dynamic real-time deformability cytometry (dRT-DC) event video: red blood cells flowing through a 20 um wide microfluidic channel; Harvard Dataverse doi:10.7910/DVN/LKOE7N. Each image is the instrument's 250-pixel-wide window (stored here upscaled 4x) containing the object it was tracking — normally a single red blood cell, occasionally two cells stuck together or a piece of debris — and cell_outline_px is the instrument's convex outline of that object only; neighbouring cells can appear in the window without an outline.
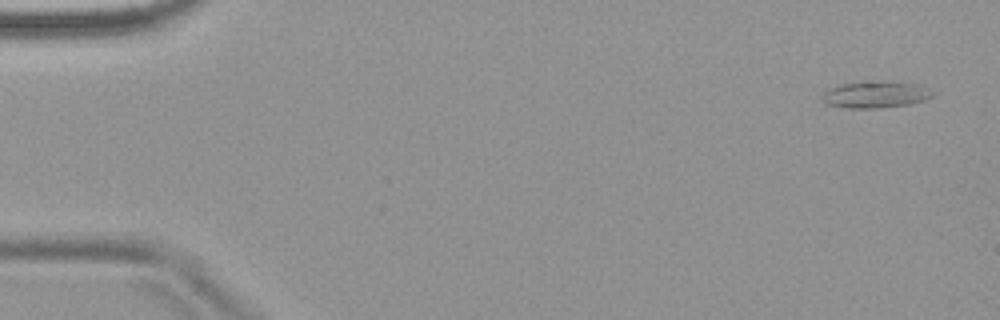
{"species": "common noctule bat (a hibernating species)", "species_latin": "Nyctalus noctula", "temperature_condition": "warm", "stored_images_in_passage": 4, "camera_frame_rate_fps": 3000, "um_per_image_px": 0.085, "animal": {"sex": "female", "body_mass_g": 18.4}, "frame": {"image": 1, "passage_image": 1, "time_ms": 0.0, "image_size_px": [1000, 320], "cell_outline_px": [[932, 96], [924, 100], [908, 104], [880, 108], [848, 108], [828, 104], [824, 100], [824, 92], [828, 88], [840, 84], [860, 80], [916, 84], [928, 88]], "centroid_in_image_um": [74.37, 8.03], "position_along_channel_um": 10.6, "area_um2": 16.94}}
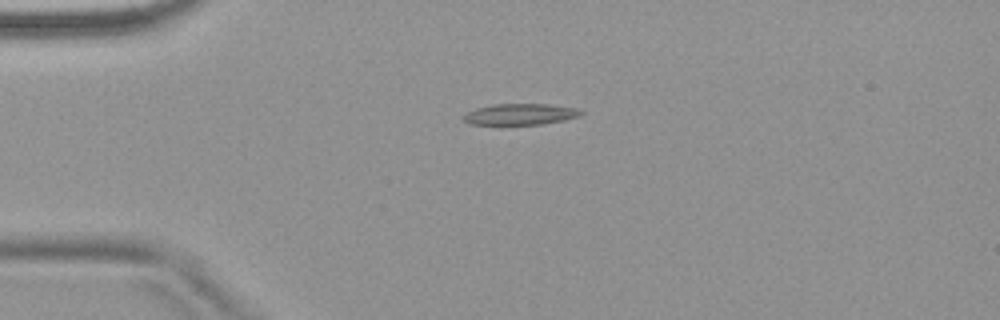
{"frame": {"image": 2, "passage_image": 4, "time_ms": 3.667, "image_size_px": [1000, 320], "cell_outline_px": [[584, 112], [580, 116], [564, 120], [544, 124], [468, 124], [464, 120], [464, 116], [468, 112], [476, 108], [492, 104], [548, 104], [576, 108]], "centroid_in_image_um": [44.25, 9.7], "position_along_channel_um": 40.7, "area_um2": 14.39}}